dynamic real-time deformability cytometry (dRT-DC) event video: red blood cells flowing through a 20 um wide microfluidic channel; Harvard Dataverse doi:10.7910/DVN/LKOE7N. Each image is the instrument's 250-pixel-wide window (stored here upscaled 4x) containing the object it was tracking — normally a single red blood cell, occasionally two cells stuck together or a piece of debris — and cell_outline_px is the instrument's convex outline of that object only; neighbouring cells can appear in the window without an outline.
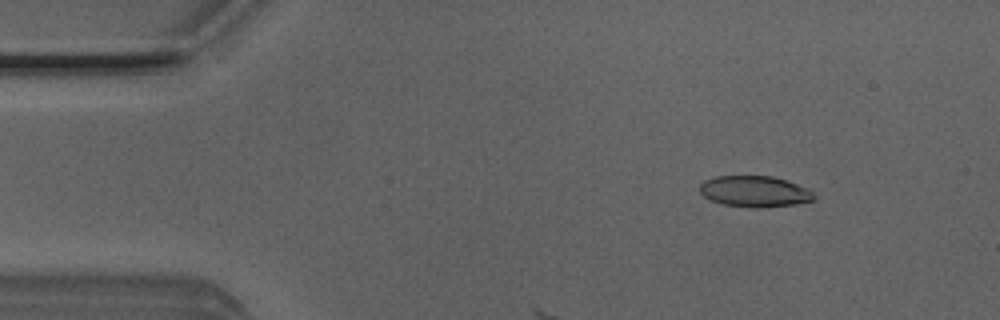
{"species": "Egyptian fruit bat (a non-hibernating species)", "species_latin": "Rousettus aegyptiacus", "temperature_condition": "room temperature", "stored_images_in_passage": 14, "camera_frame_rate_fps": 3000, "um_per_image_px": 0.085, "animal": {"sex": "male"}, "frame": {"image": 1, "passage_image": 6, "time_ms": 1.667, "image_size_px": [1000, 320], "cell_outline_px": [[816, 200], [796, 204], [760, 208], [752, 208], [724, 204], [712, 200], [704, 196], [700, 192], [700, 184], [704, 180], [716, 176], [772, 176], [788, 180], [812, 192], [816, 196]], "centroid_in_image_um": [64.16, 16.27], "position_along_channel_um": 20.8, "area_um2": 20.69}}